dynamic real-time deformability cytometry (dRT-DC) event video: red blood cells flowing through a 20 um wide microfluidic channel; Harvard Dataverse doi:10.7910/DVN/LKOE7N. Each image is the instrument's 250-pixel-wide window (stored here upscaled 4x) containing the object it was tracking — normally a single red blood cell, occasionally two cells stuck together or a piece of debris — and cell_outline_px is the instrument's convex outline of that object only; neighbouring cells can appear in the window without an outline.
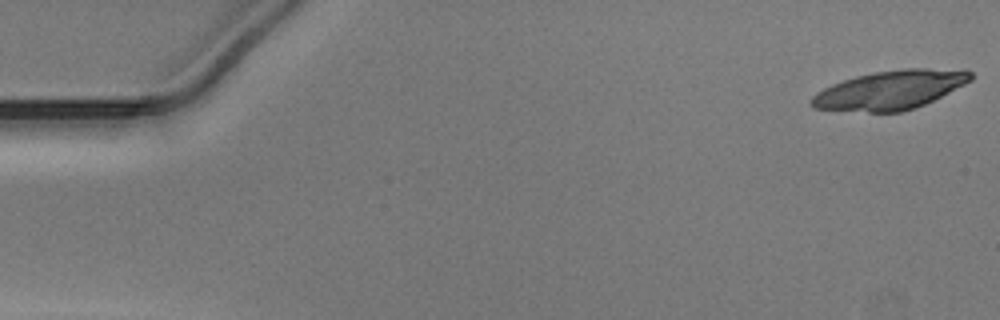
{"species": "Egyptian fruit bat (a non-hibernating species)", "species_latin": "Rousettus aegyptiacus", "temperature_condition": "warm", "stored_images_in_passage": 50, "camera_frame_rate_fps": 3000, "um_per_image_px": 0.085, "animal": {"sex": "male"}, "frame": {"image": 1, "passage_image": 1, "time_ms": 0.0, "image_size_px": [1000, 320], "cell_outline_px": [[972, 80], [916, 108], [900, 112], [868, 112], [816, 108], [808, 104], [808, 100], [816, 92], [832, 84], [856, 76], [872, 72], [904, 68], [964, 68], [972, 72]], "centroid_in_image_um": [75.67, 7.63], "position_along_channel_um": 9.3, "area_um2": 36.24}}
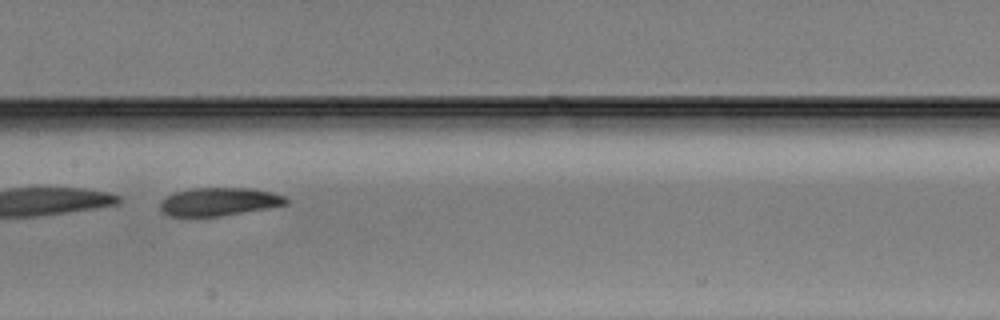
{"frame": {"image": 2, "passage_image": 26, "time_ms": 8.333, "image_size_px": [1000, 320], "cell_outline_px": [[288, 204], [268, 208], [220, 216], [168, 216], [160, 208], [160, 204], [168, 196], [176, 192], [192, 188], [252, 188], [272, 192], [284, 196], [288, 200]], "centroid_in_image_um": [18.66, 17.14], "position_along_channel_um": 188.7, "area_um2": 20.46}}